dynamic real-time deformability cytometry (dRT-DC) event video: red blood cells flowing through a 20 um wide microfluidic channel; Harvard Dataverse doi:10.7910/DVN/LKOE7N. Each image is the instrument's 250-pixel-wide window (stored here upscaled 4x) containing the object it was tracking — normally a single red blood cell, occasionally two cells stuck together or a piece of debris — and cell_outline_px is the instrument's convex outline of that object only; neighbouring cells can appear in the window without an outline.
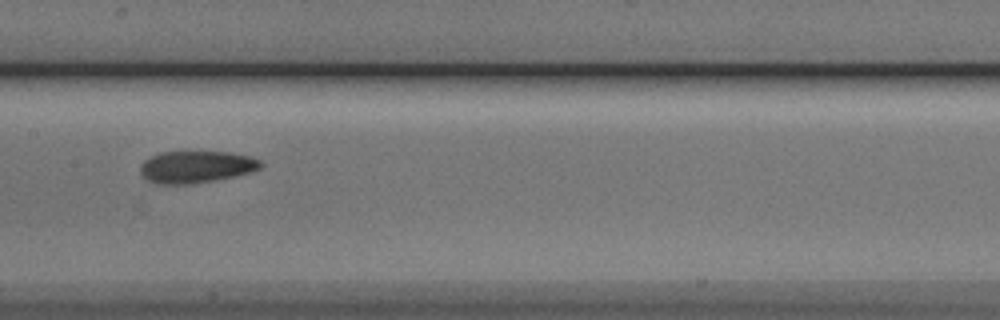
{"species": "Egyptian fruit bat (a non-hibernating species)", "species_latin": "Rousettus aegyptiacus", "temperature_condition": "cold", "stored_images_in_passage": 13, "camera_frame_rate_fps": 3000, "um_per_image_px": 0.085, "animal": {"sex": "male"}, "frame": {"image": 1, "passage_image": 10, "time_ms": 3.0, "image_size_px": [1000, 320], "cell_outline_px": [[264, 164], [260, 168], [236, 176], [192, 184], [156, 184], [148, 180], [140, 172], [140, 164], [144, 160], [160, 152], [228, 152], [248, 156], [260, 160]], "centroid_in_image_um": [16.65, 14.19], "position_along_channel_um": 190.7, "area_um2": 22.37}}